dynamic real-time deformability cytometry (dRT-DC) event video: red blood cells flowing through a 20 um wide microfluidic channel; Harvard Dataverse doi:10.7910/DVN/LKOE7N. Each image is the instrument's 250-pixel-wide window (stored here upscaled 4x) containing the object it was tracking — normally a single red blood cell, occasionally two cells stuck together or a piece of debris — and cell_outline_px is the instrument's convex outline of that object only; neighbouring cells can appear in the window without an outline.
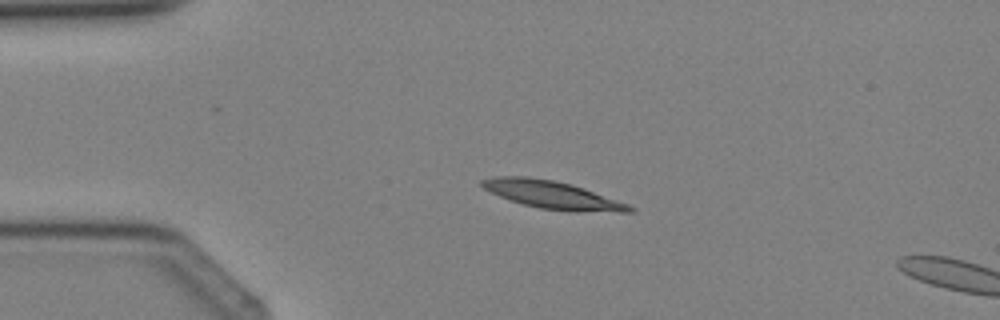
{"species": "Egyptian fruit bat (a non-hibernating species)", "species_latin": "Rousettus aegyptiacus", "temperature_condition": "cold", "stored_images_in_passage": 4, "camera_frame_rate_fps": 3000, "um_per_image_px": 0.085, "animal": {"sex": "female"}, "frame": {"image": 1, "passage_image": 3, "time_ms": 2.333, "image_size_px": [1000, 320], "cell_outline_px": [[636, 212], [576, 212], [540, 208], [524, 204], [500, 196], [484, 188], [480, 184], [480, 180], [496, 176], [528, 176], [552, 180], [572, 184], [584, 188], [628, 204], [636, 208]], "centroid_in_image_um": [47.0, 16.56], "position_along_channel_um": 38.0, "area_um2": 23.81}}